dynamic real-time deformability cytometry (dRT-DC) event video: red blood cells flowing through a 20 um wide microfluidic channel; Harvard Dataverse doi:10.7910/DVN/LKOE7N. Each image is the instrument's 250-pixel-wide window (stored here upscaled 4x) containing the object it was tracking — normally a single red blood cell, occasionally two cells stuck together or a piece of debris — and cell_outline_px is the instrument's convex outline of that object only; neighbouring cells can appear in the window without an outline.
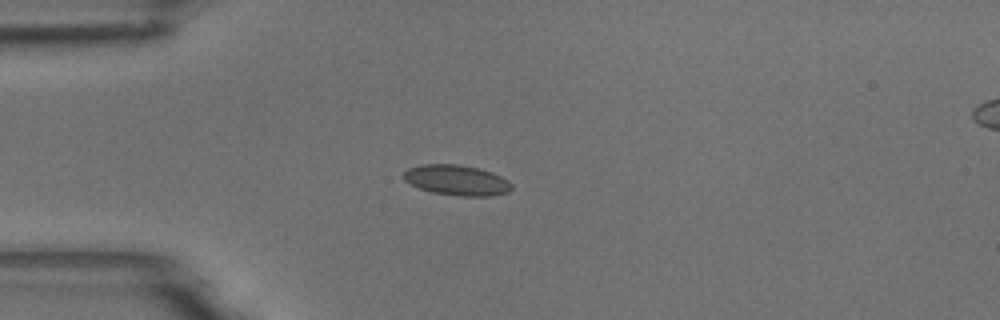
{"species": "common noctule bat (a hibernating species)", "species_latin": "Nyctalus noctula", "temperature_condition": "room temperature", "stored_images_in_passage": 5, "camera_frame_rate_fps": 3000, "um_per_image_px": 0.085, "animal": {"sex": "male", "body_mass_g": 18.8}, "frame": {"image": 1, "passage_image": 2, "time_ms": 0.333, "image_size_px": [1000, 320], "cell_outline_px": [[512, 188], [508, 192], [492, 196], [460, 196], [432, 192], [420, 188], [404, 180], [404, 172], [408, 168], [420, 164], [460, 164], [480, 168], [492, 172], [508, 180], [512, 184]], "centroid_in_image_um": [38.84, 15.3], "position_along_channel_um": 46.2, "area_um2": 19.19}}